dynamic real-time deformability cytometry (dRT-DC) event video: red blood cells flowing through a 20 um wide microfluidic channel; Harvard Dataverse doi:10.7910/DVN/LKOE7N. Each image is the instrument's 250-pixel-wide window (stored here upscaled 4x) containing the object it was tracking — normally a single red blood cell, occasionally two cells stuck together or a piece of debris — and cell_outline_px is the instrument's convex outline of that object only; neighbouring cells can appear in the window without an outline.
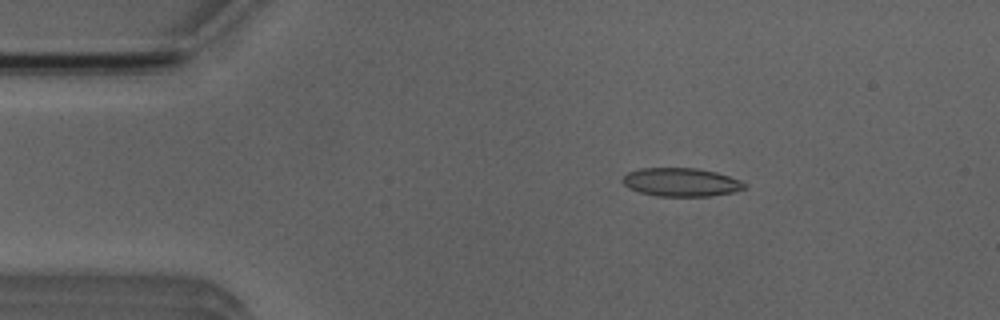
{"species": "Egyptian fruit bat (a non-hibernating species)", "species_latin": "Rousettus aegyptiacus", "temperature_condition": "room temperature", "stored_images_in_passage": 47, "camera_frame_rate_fps": 3000, "um_per_image_px": 0.085, "animal": {"sex": "male"}, "frame": {"image": 1, "passage_image": 4, "time_ms": 1.0, "image_size_px": [1000, 320], "cell_outline_px": [[748, 184], [744, 188], [732, 192], [708, 196], [656, 196], [640, 192], [628, 188], [620, 180], [628, 172], [640, 168], [696, 168], [716, 172], [740, 180]], "centroid_in_image_um": [57.86, 15.48], "position_along_channel_um": 27.1, "area_um2": 20.17}}
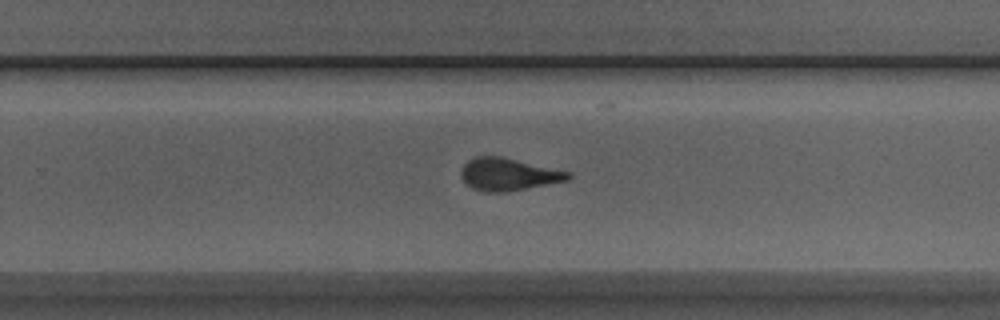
{"frame": {"image": 2, "passage_image": 28, "time_ms": 9.0, "image_size_px": [1000, 320], "cell_outline_px": [[572, 176], [568, 180], [504, 192], [484, 192], [472, 188], [460, 176], [460, 168], [468, 160], [476, 156], [500, 156], [572, 172]], "centroid_in_image_um": [43.19, 14.81], "position_along_channel_um": 286.6, "area_um2": 20.17}}
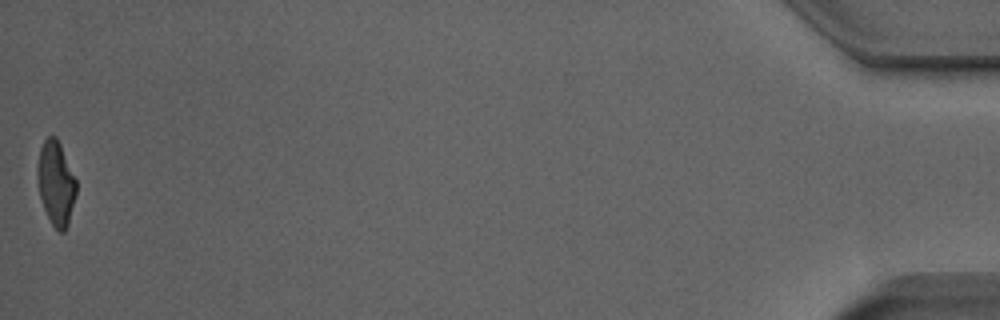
{"frame": {"image": 3, "passage_image": 47, "time_ms": 15.333, "image_size_px": [1000, 320], "cell_outline_px": [[76, 196], [68, 224], [64, 232], [60, 232], [52, 224], [44, 208], [40, 196], [36, 172], [36, 168], [40, 148], [44, 140], [48, 136], [56, 136], [60, 144], [76, 180]], "centroid_in_image_um": [4.75, 15.56], "position_along_channel_um": 430.5, "area_um2": 18.9}, "authors_computed_cell_mechanics": {"area_um2": 20.1722, "velocity_mm_per_s": 3.9318, "shape_relaxation_time_tau1_ms": 4.466, "shape_relaxation_time_tau2_ms": 1.5218, "deformation_change_tau1": 0.1925, "deformation_change_tau2": 0.1128}}